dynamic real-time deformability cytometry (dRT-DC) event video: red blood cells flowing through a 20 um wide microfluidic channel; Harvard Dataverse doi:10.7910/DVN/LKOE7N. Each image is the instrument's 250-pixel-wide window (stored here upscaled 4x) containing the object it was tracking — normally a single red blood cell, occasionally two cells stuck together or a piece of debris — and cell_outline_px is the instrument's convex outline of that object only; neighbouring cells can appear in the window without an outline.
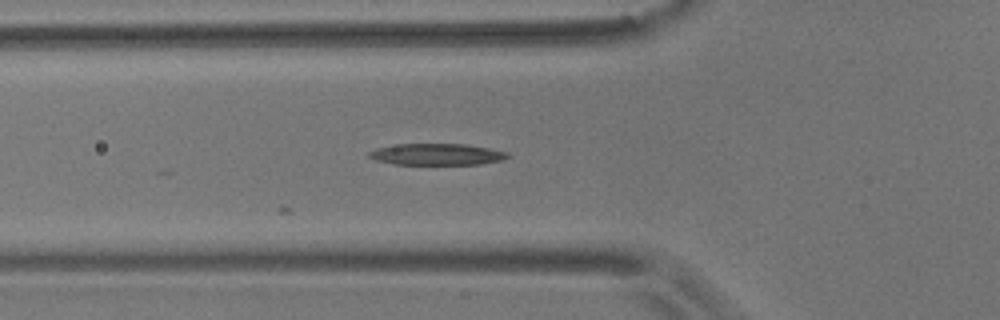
{"species": "common noctule bat (a hibernating species)", "species_latin": "Nyctalus noctula", "temperature_condition": "room temperature", "stored_images_in_passage": 5, "camera_frame_rate_fps": 3000, "um_per_image_px": 0.085, "animal": {"sex": "male", "body_mass_g": 17.9}, "frame": {"image": 1, "passage_image": 5, "time_ms": 1.333, "image_size_px": [1000, 320], "cell_outline_px": [[512, 156], [504, 160], [480, 164], [392, 164], [376, 160], [368, 156], [368, 152], [376, 148], [400, 144], [464, 144], [488, 148], [508, 152]], "centroid_in_image_um": [37.16, 13.12], "position_along_channel_um": 88.6, "area_um2": 17.34}}